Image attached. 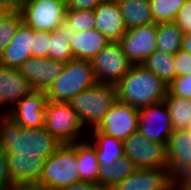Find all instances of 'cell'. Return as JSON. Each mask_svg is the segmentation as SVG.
<instances>
[{"label": "cell", "mask_w": 191, "mask_h": 190, "mask_svg": "<svg viewBox=\"0 0 191 190\" xmlns=\"http://www.w3.org/2000/svg\"><path fill=\"white\" fill-rule=\"evenodd\" d=\"M176 77L191 74V54L180 49L174 54Z\"/></svg>", "instance_id": "836d02e7"}, {"label": "cell", "mask_w": 191, "mask_h": 190, "mask_svg": "<svg viewBox=\"0 0 191 190\" xmlns=\"http://www.w3.org/2000/svg\"><path fill=\"white\" fill-rule=\"evenodd\" d=\"M66 9L94 10L100 3L106 0H65Z\"/></svg>", "instance_id": "8d00e7d4"}, {"label": "cell", "mask_w": 191, "mask_h": 190, "mask_svg": "<svg viewBox=\"0 0 191 190\" xmlns=\"http://www.w3.org/2000/svg\"><path fill=\"white\" fill-rule=\"evenodd\" d=\"M184 32L175 22L157 24V50L163 53L175 54L182 46Z\"/></svg>", "instance_id": "83f0119b"}, {"label": "cell", "mask_w": 191, "mask_h": 190, "mask_svg": "<svg viewBox=\"0 0 191 190\" xmlns=\"http://www.w3.org/2000/svg\"><path fill=\"white\" fill-rule=\"evenodd\" d=\"M22 22L23 17L19 10H14L0 22V55L13 39Z\"/></svg>", "instance_id": "4dcf8cb0"}, {"label": "cell", "mask_w": 191, "mask_h": 190, "mask_svg": "<svg viewBox=\"0 0 191 190\" xmlns=\"http://www.w3.org/2000/svg\"><path fill=\"white\" fill-rule=\"evenodd\" d=\"M173 131L169 111L164 101L139 108L138 132L141 135L166 145Z\"/></svg>", "instance_id": "8fae6325"}, {"label": "cell", "mask_w": 191, "mask_h": 190, "mask_svg": "<svg viewBox=\"0 0 191 190\" xmlns=\"http://www.w3.org/2000/svg\"><path fill=\"white\" fill-rule=\"evenodd\" d=\"M23 22L35 31H54L65 19V0H27L19 9Z\"/></svg>", "instance_id": "ba28073f"}, {"label": "cell", "mask_w": 191, "mask_h": 190, "mask_svg": "<svg viewBox=\"0 0 191 190\" xmlns=\"http://www.w3.org/2000/svg\"><path fill=\"white\" fill-rule=\"evenodd\" d=\"M167 190H176V188L172 185L170 188H168Z\"/></svg>", "instance_id": "ee69618b"}, {"label": "cell", "mask_w": 191, "mask_h": 190, "mask_svg": "<svg viewBox=\"0 0 191 190\" xmlns=\"http://www.w3.org/2000/svg\"><path fill=\"white\" fill-rule=\"evenodd\" d=\"M65 20L75 32L95 29L94 10L66 9Z\"/></svg>", "instance_id": "f546056e"}, {"label": "cell", "mask_w": 191, "mask_h": 190, "mask_svg": "<svg viewBox=\"0 0 191 190\" xmlns=\"http://www.w3.org/2000/svg\"><path fill=\"white\" fill-rule=\"evenodd\" d=\"M168 170L172 178L191 172V129L173 131L166 144Z\"/></svg>", "instance_id": "5bb4252c"}, {"label": "cell", "mask_w": 191, "mask_h": 190, "mask_svg": "<svg viewBox=\"0 0 191 190\" xmlns=\"http://www.w3.org/2000/svg\"><path fill=\"white\" fill-rule=\"evenodd\" d=\"M77 167V142L62 144L45 160L38 184L46 190H59L81 182Z\"/></svg>", "instance_id": "5b68a950"}, {"label": "cell", "mask_w": 191, "mask_h": 190, "mask_svg": "<svg viewBox=\"0 0 191 190\" xmlns=\"http://www.w3.org/2000/svg\"><path fill=\"white\" fill-rule=\"evenodd\" d=\"M77 173L81 181L98 184L99 163L95 147L88 139L77 142Z\"/></svg>", "instance_id": "d4e9b609"}, {"label": "cell", "mask_w": 191, "mask_h": 190, "mask_svg": "<svg viewBox=\"0 0 191 190\" xmlns=\"http://www.w3.org/2000/svg\"><path fill=\"white\" fill-rule=\"evenodd\" d=\"M138 118V108L117 101L107 111L100 125L93 130H99L123 141L131 133L138 131Z\"/></svg>", "instance_id": "7c38bea8"}, {"label": "cell", "mask_w": 191, "mask_h": 190, "mask_svg": "<svg viewBox=\"0 0 191 190\" xmlns=\"http://www.w3.org/2000/svg\"><path fill=\"white\" fill-rule=\"evenodd\" d=\"M44 128L62 144L83 141L85 128L69 103L47 100Z\"/></svg>", "instance_id": "8992f818"}, {"label": "cell", "mask_w": 191, "mask_h": 190, "mask_svg": "<svg viewBox=\"0 0 191 190\" xmlns=\"http://www.w3.org/2000/svg\"><path fill=\"white\" fill-rule=\"evenodd\" d=\"M75 33L76 32L69 27L65 19L54 31H51L49 58L64 64L73 60L74 56L69 43L74 38Z\"/></svg>", "instance_id": "44dd1931"}, {"label": "cell", "mask_w": 191, "mask_h": 190, "mask_svg": "<svg viewBox=\"0 0 191 190\" xmlns=\"http://www.w3.org/2000/svg\"><path fill=\"white\" fill-rule=\"evenodd\" d=\"M33 29L24 22L17 29L13 39L0 55V65L18 69L32 57Z\"/></svg>", "instance_id": "d6986e66"}, {"label": "cell", "mask_w": 191, "mask_h": 190, "mask_svg": "<svg viewBox=\"0 0 191 190\" xmlns=\"http://www.w3.org/2000/svg\"><path fill=\"white\" fill-rule=\"evenodd\" d=\"M137 168L127 157L119 158L113 164H99L98 185L101 190H110Z\"/></svg>", "instance_id": "603a6c76"}, {"label": "cell", "mask_w": 191, "mask_h": 190, "mask_svg": "<svg viewBox=\"0 0 191 190\" xmlns=\"http://www.w3.org/2000/svg\"><path fill=\"white\" fill-rule=\"evenodd\" d=\"M111 43L103 33L93 29L89 31H79L75 33L70 41V47L74 59L92 61L104 47Z\"/></svg>", "instance_id": "ffe728a7"}, {"label": "cell", "mask_w": 191, "mask_h": 190, "mask_svg": "<svg viewBox=\"0 0 191 190\" xmlns=\"http://www.w3.org/2000/svg\"><path fill=\"white\" fill-rule=\"evenodd\" d=\"M97 83L91 61L73 59L65 63L60 76L47 88V100L68 103Z\"/></svg>", "instance_id": "277c9868"}, {"label": "cell", "mask_w": 191, "mask_h": 190, "mask_svg": "<svg viewBox=\"0 0 191 190\" xmlns=\"http://www.w3.org/2000/svg\"><path fill=\"white\" fill-rule=\"evenodd\" d=\"M174 22L185 34L191 33V0H186L178 11Z\"/></svg>", "instance_id": "e575fe53"}, {"label": "cell", "mask_w": 191, "mask_h": 190, "mask_svg": "<svg viewBox=\"0 0 191 190\" xmlns=\"http://www.w3.org/2000/svg\"><path fill=\"white\" fill-rule=\"evenodd\" d=\"M173 184L168 169H136L110 190H167Z\"/></svg>", "instance_id": "2e32d148"}, {"label": "cell", "mask_w": 191, "mask_h": 190, "mask_svg": "<svg viewBox=\"0 0 191 190\" xmlns=\"http://www.w3.org/2000/svg\"><path fill=\"white\" fill-rule=\"evenodd\" d=\"M127 29L154 23L149 0H117Z\"/></svg>", "instance_id": "cb8c5ba5"}, {"label": "cell", "mask_w": 191, "mask_h": 190, "mask_svg": "<svg viewBox=\"0 0 191 190\" xmlns=\"http://www.w3.org/2000/svg\"><path fill=\"white\" fill-rule=\"evenodd\" d=\"M4 190H46L38 183H13Z\"/></svg>", "instance_id": "ab89813d"}, {"label": "cell", "mask_w": 191, "mask_h": 190, "mask_svg": "<svg viewBox=\"0 0 191 190\" xmlns=\"http://www.w3.org/2000/svg\"><path fill=\"white\" fill-rule=\"evenodd\" d=\"M168 86L143 65H132L116 84L118 102L136 108L164 101Z\"/></svg>", "instance_id": "7a4b0ae2"}, {"label": "cell", "mask_w": 191, "mask_h": 190, "mask_svg": "<svg viewBox=\"0 0 191 190\" xmlns=\"http://www.w3.org/2000/svg\"><path fill=\"white\" fill-rule=\"evenodd\" d=\"M64 63L51 58L30 57L19 68L34 90L46 91L60 76Z\"/></svg>", "instance_id": "9a60e30c"}, {"label": "cell", "mask_w": 191, "mask_h": 190, "mask_svg": "<svg viewBox=\"0 0 191 190\" xmlns=\"http://www.w3.org/2000/svg\"><path fill=\"white\" fill-rule=\"evenodd\" d=\"M95 29L112 42H119L127 31L117 0H106L95 9Z\"/></svg>", "instance_id": "ac0fdd59"}, {"label": "cell", "mask_w": 191, "mask_h": 190, "mask_svg": "<svg viewBox=\"0 0 191 190\" xmlns=\"http://www.w3.org/2000/svg\"><path fill=\"white\" fill-rule=\"evenodd\" d=\"M176 190H191V174H185L173 179Z\"/></svg>", "instance_id": "74e56055"}, {"label": "cell", "mask_w": 191, "mask_h": 190, "mask_svg": "<svg viewBox=\"0 0 191 190\" xmlns=\"http://www.w3.org/2000/svg\"><path fill=\"white\" fill-rule=\"evenodd\" d=\"M174 131L191 127V99L171 96L168 92L164 99Z\"/></svg>", "instance_id": "4316f807"}, {"label": "cell", "mask_w": 191, "mask_h": 190, "mask_svg": "<svg viewBox=\"0 0 191 190\" xmlns=\"http://www.w3.org/2000/svg\"><path fill=\"white\" fill-rule=\"evenodd\" d=\"M13 182L8 171L7 153L0 147V190L6 189Z\"/></svg>", "instance_id": "d590c367"}, {"label": "cell", "mask_w": 191, "mask_h": 190, "mask_svg": "<svg viewBox=\"0 0 191 190\" xmlns=\"http://www.w3.org/2000/svg\"><path fill=\"white\" fill-rule=\"evenodd\" d=\"M34 89L16 68L0 65V108H6L2 113H8L25 96Z\"/></svg>", "instance_id": "e0dca14e"}, {"label": "cell", "mask_w": 191, "mask_h": 190, "mask_svg": "<svg viewBox=\"0 0 191 190\" xmlns=\"http://www.w3.org/2000/svg\"><path fill=\"white\" fill-rule=\"evenodd\" d=\"M90 143L95 147L99 164H113L124 156L123 141L99 130H93Z\"/></svg>", "instance_id": "7402d4cb"}, {"label": "cell", "mask_w": 191, "mask_h": 190, "mask_svg": "<svg viewBox=\"0 0 191 190\" xmlns=\"http://www.w3.org/2000/svg\"><path fill=\"white\" fill-rule=\"evenodd\" d=\"M181 49L191 54V33L184 34Z\"/></svg>", "instance_id": "7bdbcfd3"}, {"label": "cell", "mask_w": 191, "mask_h": 190, "mask_svg": "<svg viewBox=\"0 0 191 190\" xmlns=\"http://www.w3.org/2000/svg\"><path fill=\"white\" fill-rule=\"evenodd\" d=\"M97 83L116 85L132 64L118 42L109 43L91 61Z\"/></svg>", "instance_id": "9c48e42d"}, {"label": "cell", "mask_w": 191, "mask_h": 190, "mask_svg": "<svg viewBox=\"0 0 191 190\" xmlns=\"http://www.w3.org/2000/svg\"><path fill=\"white\" fill-rule=\"evenodd\" d=\"M186 0H149L154 23L174 22Z\"/></svg>", "instance_id": "f1b7e54d"}, {"label": "cell", "mask_w": 191, "mask_h": 190, "mask_svg": "<svg viewBox=\"0 0 191 190\" xmlns=\"http://www.w3.org/2000/svg\"><path fill=\"white\" fill-rule=\"evenodd\" d=\"M167 92L171 96L191 99V74L176 77L168 84Z\"/></svg>", "instance_id": "d6a6232c"}, {"label": "cell", "mask_w": 191, "mask_h": 190, "mask_svg": "<svg viewBox=\"0 0 191 190\" xmlns=\"http://www.w3.org/2000/svg\"><path fill=\"white\" fill-rule=\"evenodd\" d=\"M51 31H35L33 29L32 57L49 58V41Z\"/></svg>", "instance_id": "1f68e13d"}, {"label": "cell", "mask_w": 191, "mask_h": 190, "mask_svg": "<svg viewBox=\"0 0 191 190\" xmlns=\"http://www.w3.org/2000/svg\"><path fill=\"white\" fill-rule=\"evenodd\" d=\"M9 5L13 10H19L27 0H0Z\"/></svg>", "instance_id": "b9f144b4"}, {"label": "cell", "mask_w": 191, "mask_h": 190, "mask_svg": "<svg viewBox=\"0 0 191 190\" xmlns=\"http://www.w3.org/2000/svg\"><path fill=\"white\" fill-rule=\"evenodd\" d=\"M46 102L45 91L33 90L22 98L7 115L23 128L40 129L45 125Z\"/></svg>", "instance_id": "4fadbf2b"}, {"label": "cell", "mask_w": 191, "mask_h": 190, "mask_svg": "<svg viewBox=\"0 0 191 190\" xmlns=\"http://www.w3.org/2000/svg\"><path fill=\"white\" fill-rule=\"evenodd\" d=\"M117 101L116 85L96 83L74 96L68 103L76 112L83 128L88 124L93 130L100 125L107 111Z\"/></svg>", "instance_id": "3957f363"}, {"label": "cell", "mask_w": 191, "mask_h": 190, "mask_svg": "<svg viewBox=\"0 0 191 190\" xmlns=\"http://www.w3.org/2000/svg\"><path fill=\"white\" fill-rule=\"evenodd\" d=\"M14 10L7 4L0 1V22L10 15Z\"/></svg>", "instance_id": "60d3db41"}, {"label": "cell", "mask_w": 191, "mask_h": 190, "mask_svg": "<svg viewBox=\"0 0 191 190\" xmlns=\"http://www.w3.org/2000/svg\"><path fill=\"white\" fill-rule=\"evenodd\" d=\"M141 65L152 71L167 86L176 78L174 54L163 53L162 51L156 50L148 56Z\"/></svg>", "instance_id": "484cf974"}, {"label": "cell", "mask_w": 191, "mask_h": 190, "mask_svg": "<svg viewBox=\"0 0 191 190\" xmlns=\"http://www.w3.org/2000/svg\"><path fill=\"white\" fill-rule=\"evenodd\" d=\"M157 23L127 29L118 42L132 65H139L157 50Z\"/></svg>", "instance_id": "30bf717a"}, {"label": "cell", "mask_w": 191, "mask_h": 190, "mask_svg": "<svg viewBox=\"0 0 191 190\" xmlns=\"http://www.w3.org/2000/svg\"><path fill=\"white\" fill-rule=\"evenodd\" d=\"M59 190H101L99 185L91 181H81L74 183L69 187H65Z\"/></svg>", "instance_id": "f35d334b"}, {"label": "cell", "mask_w": 191, "mask_h": 190, "mask_svg": "<svg viewBox=\"0 0 191 190\" xmlns=\"http://www.w3.org/2000/svg\"><path fill=\"white\" fill-rule=\"evenodd\" d=\"M124 156L132 161L137 169H168L166 145L151 141L138 131L123 140Z\"/></svg>", "instance_id": "52a82bcc"}, {"label": "cell", "mask_w": 191, "mask_h": 190, "mask_svg": "<svg viewBox=\"0 0 191 190\" xmlns=\"http://www.w3.org/2000/svg\"><path fill=\"white\" fill-rule=\"evenodd\" d=\"M1 116L0 147L7 153L12 182L38 183L45 160L56 152L62 143L44 127L23 128L6 113Z\"/></svg>", "instance_id": "6da1fadb"}]
</instances>
